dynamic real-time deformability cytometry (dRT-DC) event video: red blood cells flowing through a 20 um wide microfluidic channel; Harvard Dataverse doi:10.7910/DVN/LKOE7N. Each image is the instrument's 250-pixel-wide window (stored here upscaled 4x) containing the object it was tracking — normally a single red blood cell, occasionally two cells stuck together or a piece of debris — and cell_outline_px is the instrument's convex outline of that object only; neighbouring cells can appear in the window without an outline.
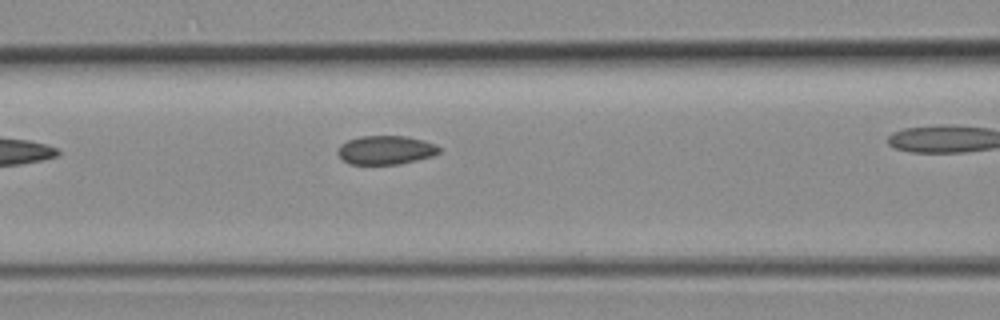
{"species": "common noctule bat (a hibernating species)", "species_latin": "Nyctalus noctula", "temperature_condition": "room temperature", "stored_images_in_passage": 8, "camera_frame_rate_fps": 3000, "um_per_image_px": 0.085, "animal": {"sex": "female", "body_mass_g": 19.3, "forearm_length_mm": 54.1}, "frame": {"image": 1, "passage_image": 5, "time_ms": 1.333, "image_size_px": [1000, 320], "cell_outline_px": [[440, 152], [432, 156], [400, 164], [348, 164], [336, 152], [340, 144], [348, 140], [360, 136], [404, 136], [424, 140], [436, 144], [440, 148]], "centroid_in_image_um": [32.78, 12.75], "position_along_channel_um": 133.8, "area_um2": 17.05}}